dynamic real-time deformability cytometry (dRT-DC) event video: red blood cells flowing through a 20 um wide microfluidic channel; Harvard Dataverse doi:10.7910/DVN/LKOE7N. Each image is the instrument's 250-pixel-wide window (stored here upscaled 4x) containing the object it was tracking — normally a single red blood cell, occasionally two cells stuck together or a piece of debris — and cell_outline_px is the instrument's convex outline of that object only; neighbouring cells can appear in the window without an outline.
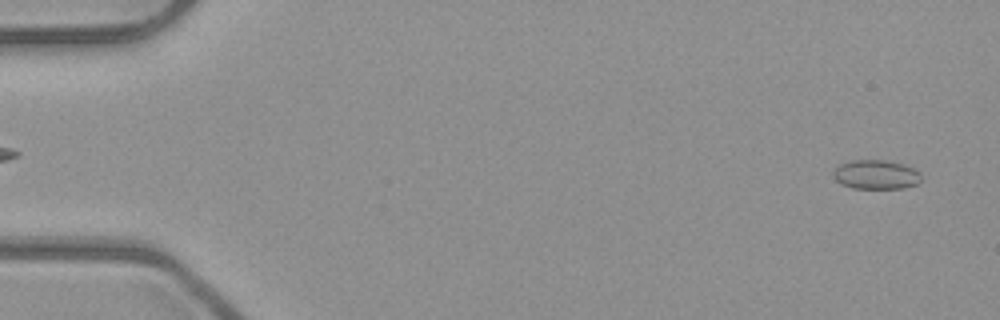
{"species": "common noctule bat (a hibernating species)", "species_latin": "Nyctalus noctula", "temperature_condition": "room temperature", "stored_images_in_passage": 52, "camera_frame_rate_fps": 3000, "um_per_image_px": 0.085, "animal": {"sex": "male", "body_mass_g": 23.1, "forearm_length_mm": 52.7}, "frame": {"image": 1, "passage_image": 2, "time_ms": 0.333, "image_size_px": [1000, 320], "cell_outline_px": [[920, 180], [916, 184], [904, 188], [852, 188], [840, 184], [832, 176], [832, 172], [840, 164], [852, 160], [884, 160], [904, 164], [920, 172]], "centroid_in_image_um": [74.43, 14.84], "position_along_channel_um": 10.6, "area_um2": 14.97}}
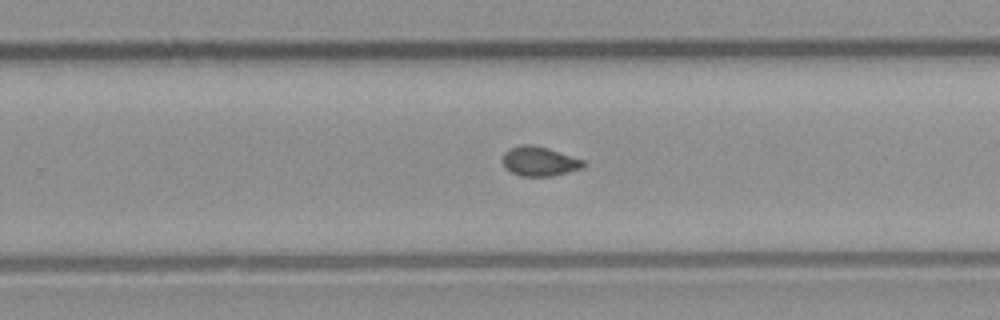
{"frame": {"image": 2, "passage_image": 33, "time_ms": 10.667, "image_size_px": [1000, 320], "cell_outline_px": [[584, 168], [552, 176], [520, 176], [512, 172], [504, 164], [504, 152], [508, 148], [520, 144], [532, 144], [548, 148], [584, 160]], "centroid_in_image_um": [45.87, 13.7], "position_along_channel_um": 283.9, "area_um2": 13.81}}
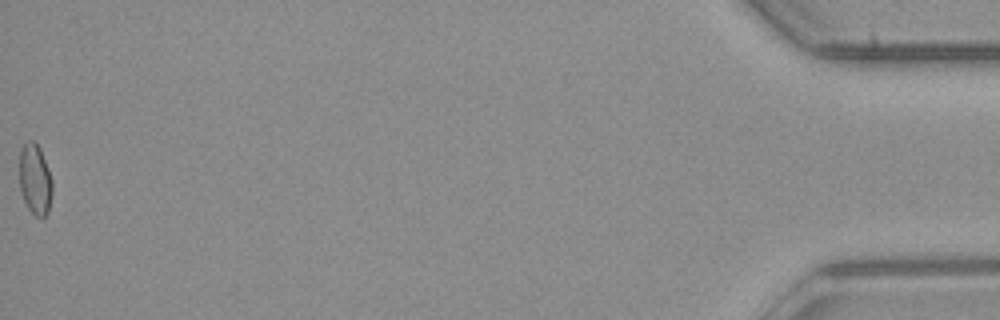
{"frame": {"image": 3, "passage_image": 52, "time_ms": 17.0, "image_size_px": [1000, 320], "cell_outline_px": [[52, 192], [48, 212], [44, 216], [36, 216], [28, 208], [24, 200], [20, 188], [20, 152], [24, 144], [28, 140], [32, 140], [40, 148], [52, 180]], "centroid_in_image_um": [2.98, 15.25], "position_along_channel_um": 432.2, "area_um2": 13.29}, "authors_computed_cell_mechanics": {"area_um2": 13.6697, "velocity_mm_per_s": 3.9948, "shape_relaxation_time_tau1_ms": null, "shape_relaxation_time_tau2_ms": 1.534, "deformation_change_tau1": null, "deformation_change_tau2": 0.0529}}